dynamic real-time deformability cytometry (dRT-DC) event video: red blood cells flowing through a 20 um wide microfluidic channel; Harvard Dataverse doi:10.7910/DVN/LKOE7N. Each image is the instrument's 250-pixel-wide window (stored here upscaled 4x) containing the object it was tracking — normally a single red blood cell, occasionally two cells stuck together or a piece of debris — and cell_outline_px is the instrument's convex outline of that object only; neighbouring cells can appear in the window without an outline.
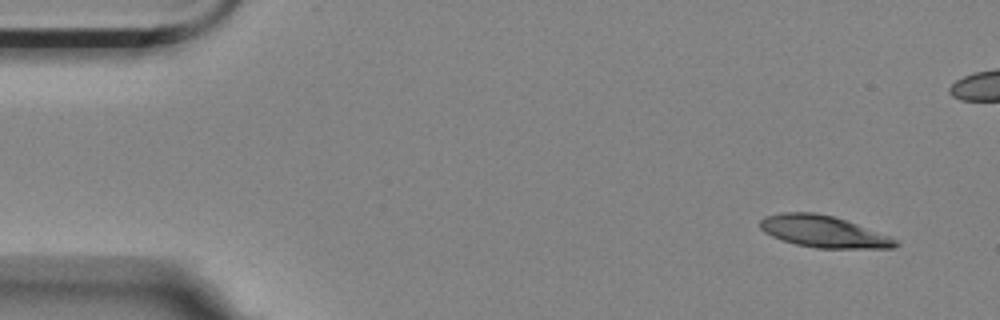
{"species": "Egyptian fruit bat (a non-hibernating species)", "species_latin": "Rousettus aegyptiacus", "temperature_condition": "room temperature", "stored_images_in_passage": 5, "camera_frame_rate_fps": 3000, "um_per_image_px": 0.085, "animal": {"sex": "female"}, "frame": {"image": 1, "passage_image": 1, "time_ms": 0.0, "image_size_px": [1000, 320], "cell_outline_px": [[900, 244], [896, 248], [816, 248], [796, 244], [772, 236], [764, 232], [760, 228], [760, 220], [764, 216], [780, 212], [812, 212], [832, 216], [856, 224], [888, 236], [896, 240]], "centroid_in_image_um": [69.95, 19.68], "position_along_channel_um": 15.0, "area_um2": 24.74}}